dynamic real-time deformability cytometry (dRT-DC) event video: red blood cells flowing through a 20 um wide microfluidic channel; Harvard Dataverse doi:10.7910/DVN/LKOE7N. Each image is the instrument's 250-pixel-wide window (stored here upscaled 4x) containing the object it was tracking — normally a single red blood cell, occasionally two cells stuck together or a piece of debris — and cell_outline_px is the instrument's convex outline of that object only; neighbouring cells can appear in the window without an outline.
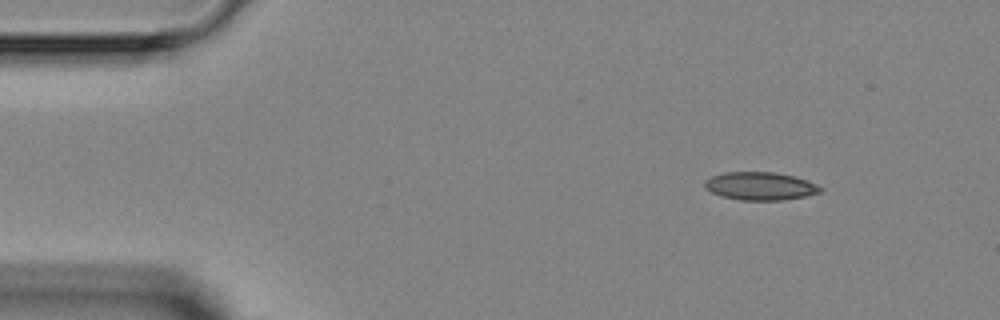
{"species": "Egyptian fruit bat (a non-hibernating species)", "species_latin": "Rousettus aegyptiacus", "temperature_condition": "room temperature", "stored_images_in_passage": 3, "camera_frame_rate_fps": 3000, "um_per_image_px": 0.085, "animal": {"sex": "female"}, "frame": {"image": 1, "passage_image": 1, "time_ms": 0.0, "image_size_px": [1000, 320], "cell_outline_px": [[824, 188], [820, 192], [808, 196], [784, 200], [740, 200], [720, 196], [704, 188], [704, 180], [712, 176], [724, 172], [776, 172], [808, 180]], "centroid_in_image_um": [64.62, 15.82], "position_along_channel_um": 20.4, "area_um2": 19.07}}
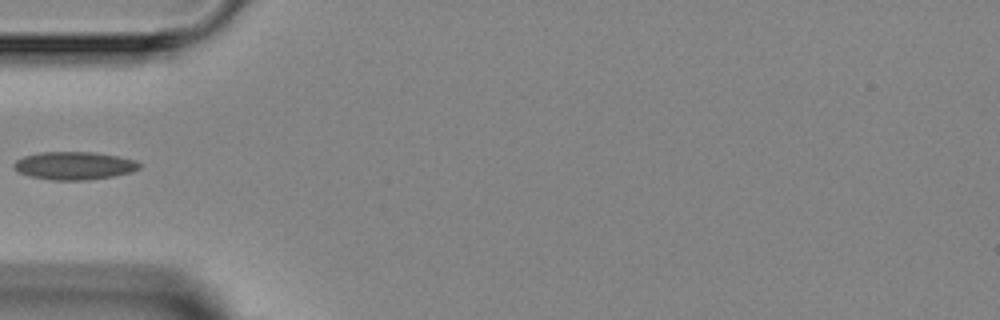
{"frame": {"image": 2, "passage_image": 3, "time_ms": 3.333, "image_size_px": [1000, 320], "cell_outline_px": [[140, 168], [132, 172], [112, 176], [88, 180], [52, 180], [28, 176], [12, 168], [12, 164], [16, 160], [24, 156], [40, 152], [92, 152], [116, 156], [136, 160], [140, 164]], "centroid_in_image_um": [6.28, 14.08], "position_along_channel_um": 78.7, "area_um2": 20.46}}